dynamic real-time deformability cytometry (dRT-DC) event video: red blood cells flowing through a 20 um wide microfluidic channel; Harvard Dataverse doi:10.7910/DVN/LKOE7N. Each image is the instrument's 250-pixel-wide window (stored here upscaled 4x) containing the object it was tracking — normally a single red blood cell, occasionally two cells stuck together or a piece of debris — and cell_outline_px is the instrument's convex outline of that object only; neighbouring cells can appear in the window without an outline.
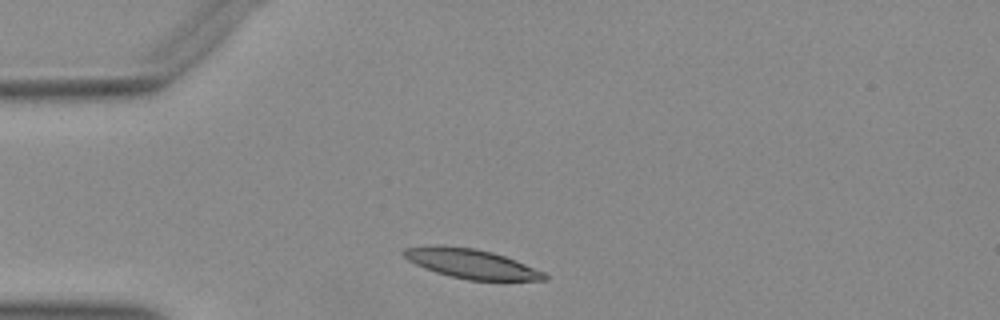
{"species": "Egyptian fruit bat (a non-hibernating species)", "species_latin": "Rousettus aegyptiacus", "temperature_condition": "warm", "stored_images_in_passage": 31, "camera_frame_rate_fps": 3000, "um_per_image_px": 0.085, "animal": {"sex": "female"}, "frame": {"image": 1, "passage_image": 3, "time_ms": 0.667, "image_size_px": [1000, 320], "cell_outline_px": [[548, 280], [468, 280], [436, 272], [424, 268], [408, 260], [404, 256], [404, 248], [432, 244], [444, 244], [476, 248], [492, 252], [516, 260], [544, 272], [548, 276]], "centroid_in_image_um": [40.04, 22.39], "position_along_channel_um": 45.0, "area_um2": 24.22}}
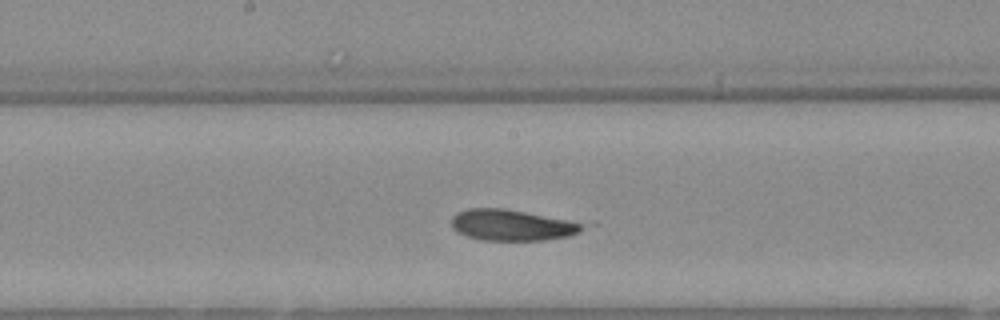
{"frame": {"image": 2, "passage_image": 17, "time_ms": 5.333, "image_size_px": [1000, 320], "cell_outline_px": [[596, 224], [580, 232], [568, 236], [544, 240], [480, 240], [456, 232], [452, 228], [452, 216], [456, 212], [468, 208], [504, 208]], "centroid_in_image_um": [43.62, 19.12], "position_along_channel_um": 204.6, "area_um2": 24.39}}
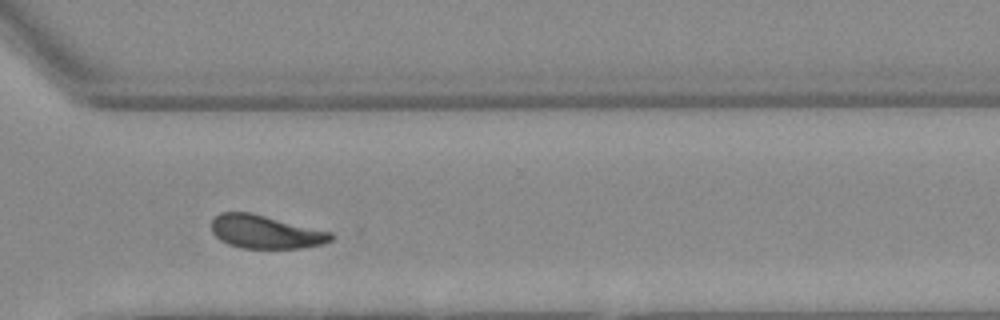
{"frame": {"image": 3, "passage_image": 28, "time_ms": 9.0, "image_size_px": [1000, 320], "cell_outline_px": [[332, 240], [324, 244], [300, 248], [244, 248], [228, 244], [220, 240], [212, 232], [212, 220], [220, 212], [248, 212], [332, 232]], "centroid_in_image_um": [22.56, 19.71], "position_along_channel_um": 348.0, "area_um2": 22.95}}